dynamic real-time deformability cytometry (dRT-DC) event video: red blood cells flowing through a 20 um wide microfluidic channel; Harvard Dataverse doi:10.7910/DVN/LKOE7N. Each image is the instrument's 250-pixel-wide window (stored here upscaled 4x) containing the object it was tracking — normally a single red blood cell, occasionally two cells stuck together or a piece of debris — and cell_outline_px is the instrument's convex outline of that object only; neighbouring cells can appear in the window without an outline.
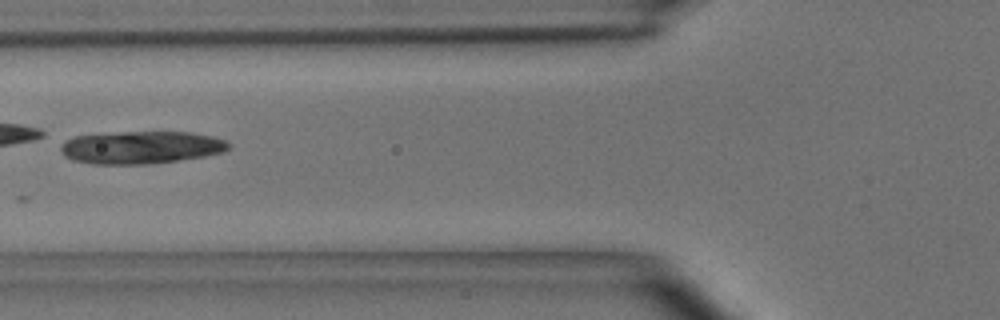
{"species": "common noctule bat (a hibernating species)", "species_latin": "Nyctalus noctula", "temperature_condition": "room temperature", "stored_images_in_passage": 5, "camera_frame_rate_fps": 3000, "um_per_image_px": 0.085, "animal": {"sex": "male", "body_mass_g": 15.6}, "frame": {"image": 1, "passage_image": 5, "time_ms": 1.333, "image_size_px": [1000, 320], "cell_outline_px": [[232, 144], [224, 152], [204, 156], [152, 164], [92, 164], [72, 160], [64, 156], [60, 152], [60, 144], [64, 140], [72, 136], [120, 132], [192, 132], [212, 136], [224, 140]], "centroid_in_image_um": [11.95, 12.53], "position_along_channel_um": 113.9, "area_um2": 32.25}}